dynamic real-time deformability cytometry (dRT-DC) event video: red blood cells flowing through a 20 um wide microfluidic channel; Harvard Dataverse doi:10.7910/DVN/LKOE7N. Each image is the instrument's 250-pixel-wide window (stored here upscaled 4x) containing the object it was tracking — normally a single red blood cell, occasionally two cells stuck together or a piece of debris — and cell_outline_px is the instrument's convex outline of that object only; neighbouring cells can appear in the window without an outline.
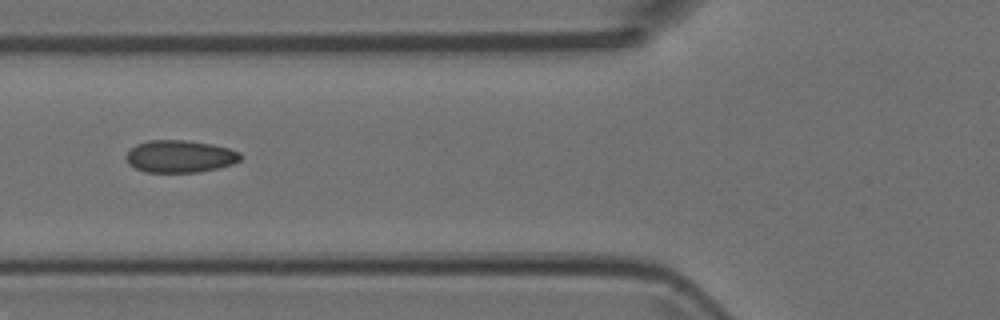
{"species": "Egyptian fruit bat (a non-hibernating species)", "species_latin": "Rousettus aegyptiacus", "temperature_condition": "room temperature", "stored_images_in_passage": 7, "camera_frame_rate_fps": 3000, "um_per_image_px": 0.085, "animal": {"sex": "female"}, "frame": {"image": 1, "passage_image": 6, "time_ms": 1.667, "image_size_px": [1000, 320], "cell_outline_px": [[240, 160], [232, 164], [200, 172], [144, 172], [128, 164], [124, 156], [136, 144], [148, 140], [188, 140], [212, 144], [228, 148], [240, 152]], "centroid_in_image_um": [15.26, 13.29], "position_along_channel_um": 110.5, "area_um2": 21.56}}
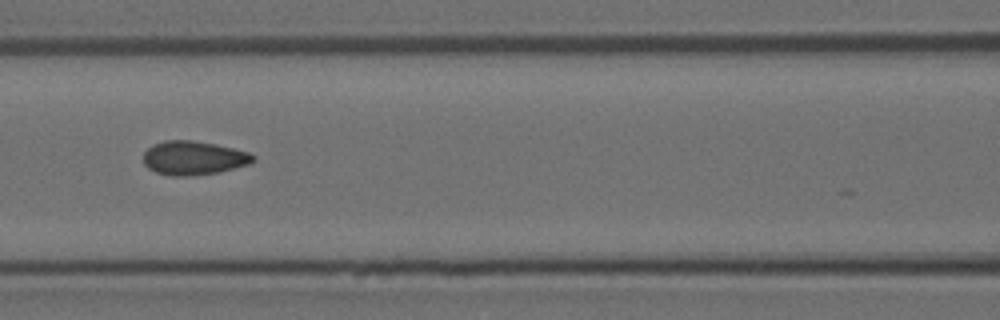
{"frame": {"image": 2, "passage_image": 7, "time_ms": 2.0, "image_size_px": [1000, 320], "cell_outline_px": [[256, 160], [252, 164], [220, 172], [188, 176], [172, 176], [156, 172], [148, 168], [144, 164], [144, 152], [152, 144], [164, 140], [192, 140], [216, 144], [248, 152], [256, 156]], "centroid_in_image_um": [16.48, 13.43], "position_along_channel_um": 150.1, "area_um2": 21.91}}